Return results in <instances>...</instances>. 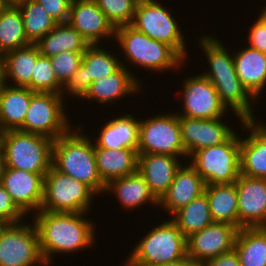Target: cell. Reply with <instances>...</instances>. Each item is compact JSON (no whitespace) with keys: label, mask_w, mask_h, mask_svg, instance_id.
I'll use <instances>...</instances> for the list:
<instances>
[{"label":"cell","mask_w":266,"mask_h":266,"mask_svg":"<svg viewBox=\"0 0 266 266\" xmlns=\"http://www.w3.org/2000/svg\"><path fill=\"white\" fill-rule=\"evenodd\" d=\"M138 154H162L188 158L177 113L140 119Z\"/></svg>","instance_id":"8fae6325"},{"label":"cell","mask_w":266,"mask_h":266,"mask_svg":"<svg viewBox=\"0 0 266 266\" xmlns=\"http://www.w3.org/2000/svg\"><path fill=\"white\" fill-rule=\"evenodd\" d=\"M233 52L238 78L248 92L259 99L266 86V54L249 46Z\"/></svg>","instance_id":"cb8c5ba5"},{"label":"cell","mask_w":266,"mask_h":266,"mask_svg":"<svg viewBox=\"0 0 266 266\" xmlns=\"http://www.w3.org/2000/svg\"><path fill=\"white\" fill-rule=\"evenodd\" d=\"M235 132L226 142L193 152L190 165L206 185L235 183L240 175V136Z\"/></svg>","instance_id":"52a82bcc"},{"label":"cell","mask_w":266,"mask_h":266,"mask_svg":"<svg viewBox=\"0 0 266 266\" xmlns=\"http://www.w3.org/2000/svg\"><path fill=\"white\" fill-rule=\"evenodd\" d=\"M121 64L122 66L113 74L93 81L83 99L111 104L113 101L121 100V97L140 93L142 82L139 78L136 79L137 77L130 72L124 62Z\"/></svg>","instance_id":"7402d4cb"},{"label":"cell","mask_w":266,"mask_h":266,"mask_svg":"<svg viewBox=\"0 0 266 266\" xmlns=\"http://www.w3.org/2000/svg\"><path fill=\"white\" fill-rule=\"evenodd\" d=\"M239 229L228 223L213 222L187 237V257L200 266L207 260L234 250Z\"/></svg>","instance_id":"5bb4252c"},{"label":"cell","mask_w":266,"mask_h":266,"mask_svg":"<svg viewBox=\"0 0 266 266\" xmlns=\"http://www.w3.org/2000/svg\"><path fill=\"white\" fill-rule=\"evenodd\" d=\"M57 23L68 21L72 0H35Z\"/></svg>","instance_id":"60d3db41"},{"label":"cell","mask_w":266,"mask_h":266,"mask_svg":"<svg viewBox=\"0 0 266 266\" xmlns=\"http://www.w3.org/2000/svg\"><path fill=\"white\" fill-rule=\"evenodd\" d=\"M182 85L183 108L178 116L195 119H215L224 117L226 106L221 102L213 84L203 75L187 77Z\"/></svg>","instance_id":"4fadbf2b"},{"label":"cell","mask_w":266,"mask_h":266,"mask_svg":"<svg viewBox=\"0 0 266 266\" xmlns=\"http://www.w3.org/2000/svg\"><path fill=\"white\" fill-rule=\"evenodd\" d=\"M5 168H6L5 152L0 140V184L2 182V177L4 175Z\"/></svg>","instance_id":"f6af8a7d"},{"label":"cell","mask_w":266,"mask_h":266,"mask_svg":"<svg viewBox=\"0 0 266 266\" xmlns=\"http://www.w3.org/2000/svg\"><path fill=\"white\" fill-rule=\"evenodd\" d=\"M85 215L87 213H34L32 219L38 232L40 252L47 266L52 264L53 254L80 252L95 244V223L84 218Z\"/></svg>","instance_id":"6da1fadb"},{"label":"cell","mask_w":266,"mask_h":266,"mask_svg":"<svg viewBox=\"0 0 266 266\" xmlns=\"http://www.w3.org/2000/svg\"><path fill=\"white\" fill-rule=\"evenodd\" d=\"M139 121L133 115L122 114L116 118L109 119L103 127L100 128L99 136L94 143V148L105 149H135L139 145Z\"/></svg>","instance_id":"603a6c76"},{"label":"cell","mask_w":266,"mask_h":266,"mask_svg":"<svg viewBox=\"0 0 266 266\" xmlns=\"http://www.w3.org/2000/svg\"><path fill=\"white\" fill-rule=\"evenodd\" d=\"M88 90L89 79H87L86 75V65L82 62L78 70L71 75L62 87L61 95L64 97V94L67 93L66 95L71 94L72 97L83 99L88 93Z\"/></svg>","instance_id":"f35d334b"},{"label":"cell","mask_w":266,"mask_h":266,"mask_svg":"<svg viewBox=\"0 0 266 266\" xmlns=\"http://www.w3.org/2000/svg\"><path fill=\"white\" fill-rule=\"evenodd\" d=\"M234 250L240 266H266V227L241 228Z\"/></svg>","instance_id":"4dcf8cb0"},{"label":"cell","mask_w":266,"mask_h":266,"mask_svg":"<svg viewBox=\"0 0 266 266\" xmlns=\"http://www.w3.org/2000/svg\"><path fill=\"white\" fill-rule=\"evenodd\" d=\"M95 157L98 174L105 184L137 171L138 152L135 149L95 148Z\"/></svg>","instance_id":"4316f807"},{"label":"cell","mask_w":266,"mask_h":266,"mask_svg":"<svg viewBox=\"0 0 266 266\" xmlns=\"http://www.w3.org/2000/svg\"><path fill=\"white\" fill-rule=\"evenodd\" d=\"M82 127L79 124L76 129H70L66 134L54 140L52 166L56 170L83 182L97 195H100L102 192L104 193L106 184L98 174L94 139L81 133Z\"/></svg>","instance_id":"3957f363"},{"label":"cell","mask_w":266,"mask_h":266,"mask_svg":"<svg viewBox=\"0 0 266 266\" xmlns=\"http://www.w3.org/2000/svg\"><path fill=\"white\" fill-rule=\"evenodd\" d=\"M222 118L195 119L179 116L182 142L188 157L199 149L226 142L235 133Z\"/></svg>","instance_id":"9a60e30c"},{"label":"cell","mask_w":266,"mask_h":266,"mask_svg":"<svg viewBox=\"0 0 266 266\" xmlns=\"http://www.w3.org/2000/svg\"><path fill=\"white\" fill-rule=\"evenodd\" d=\"M213 222L228 223L239 229L238 194L235 183L206 185Z\"/></svg>","instance_id":"83f0119b"},{"label":"cell","mask_w":266,"mask_h":266,"mask_svg":"<svg viewBox=\"0 0 266 266\" xmlns=\"http://www.w3.org/2000/svg\"><path fill=\"white\" fill-rule=\"evenodd\" d=\"M115 39L121 46L125 60L134 66L159 73L180 69V65L182 67L184 64L185 60L172 47L151 39L131 25L117 27Z\"/></svg>","instance_id":"5b68a950"},{"label":"cell","mask_w":266,"mask_h":266,"mask_svg":"<svg viewBox=\"0 0 266 266\" xmlns=\"http://www.w3.org/2000/svg\"><path fill=\"white\" fill-rule=\"evenodd\" d=\"M109 191L114 192L113 195L118 197L119 203L127 210L138 209V207L148 202L155 206L158 205V200L151 193L148 183L138 170L130 175L109 181L104 193L106 194Z\"/></svg>","instance_id":"484cf974"},{"label":"cell","mask_w":266,"mask_h":266,"mask_svg":"<svg viewBox=\"0 0 266 266\" xmlns=\"http://www.w3.org/2000/svg\"><path fill=\"white\" fill-rule=\"evenodd\" d=\"M9 225V223L4 220L2 217H0V234L2 231Z\"/></svg>","instance_id":"7dc6e473"},{"label":"cell","mask_w":266,"mask_h":266,"mask_svg":"<svg viewBox=\"0 0 266 266\" xmlns=\"http://www.w3.org/2000/svg\"><path fill=\"white\" fill-rule=\"evenodd\" d=\"M36 46L41 55L51 57L64 51L85 52L90 44L68 22H63L57 23Z\"/></svg>","instance_id":"f1b7e54d"},{"label":"cell","mask_w":266,"mask_h":266,"mask_svg":"<svg viewBox=\"0 0 266 266\" xmlns=\"http://www.w3.org/2000/svg\"><path fill=\"white\" fill-rule=\"evenodd\" d=\"M171 219L187 238L213 223L205 193L171 215Z\"/></svg>","instance_id":"d6a6232c"},{"label":"cell","mask_w":266,"mask_h":266,"mask_svg":"<svg viewBox=\"0 0 266 266\" xmlns=\"http://www.w3.org/2000/svg\"><path fill=\"white\" fill-rule=\"evenodd\" d=\"M251 26L248 38L249 47L266 54V21L259 15Z\"/></svg>","instance_id":"b9f144b4"},{"label":"cell","mask_w":266,"mask_h":266,"mask_svg":"<svg viewBox=\"0 0 266 266\" xmlns=\"http://www.w3.org/2000/svg\"><path fill=\"white\" fill-rule=\"evenodd\" d=\"M235 184L238 194L239 230L266 227V179L240 174Z\"/></svg>","instance_id":"2e32d148"},{"label":"cell","mask_w":266,"mask_h":266,"mask_svg":"<svg viewBox=\"0 0 266 266\" xmlns=\"http://www.w3.org/2000/svg\"><path fill=\"white\" fill-rule=\"evenodd\" d=\"M98 46V44L90 45L82 58V62L86 65L89 88L93 81L113 74L122 66L120 58Z\"/></svg>","instance_id":"e575fe53"},{"label":"cell","mask_w":266,"mask_h":266,"mask_svg":"<svg viewBox=\"0 0 266 266\" xmlns=\"http://www.w3.org/2000/svg\"><path fill=\"white\" fill-rule=\"evenodd\" d=\"M260 16L266 21V6L262 9Z\"/></svg>","instance_id":"681fc988"},{"label":"cell","mask_w":266,"mask_h":266,"mask_svg":"<svg viewBox=\"0 0 266 266\" xmlns=\"http://www.w3.org/2000/svg\"><path fill=\"white\" fill-rule=\"evenodd\" d=\"M34 93L28 87L9 83L0 88V133L19 130L23 126Z\"/></svg>","instance_id":"d4e9b609"},{"label":"cell","mask_w":266,"mask_h":266,"mask_svg":"<svg viewBox=\"0 0 266 266\" xmlns=\"http://www.w3.org/2000/svg\"><path fill=\"white\" fill-rule=\"evenodd\" d=\"M201 266H240V260L235 250H232L207 260Z\"/></svg>","instance_id":"7bdbcfd3"},{"label":"cell","mask_w":266,"mask_h":266,"mask_svg":"<svg viewBox=\"0 0 266 266\" xmlns=\"http://www.w3.org/2000/svg\"><path fill=\"white\" fill-rule=\"evenodd\" d=\"M97 194L86 184L56 170L53 166L44 176L40 211L53 213H87Z\"/></svg>","instance_id":"ba28073f"},{"label":"cell","mask_w":266,"mask_h":266,"mask_svg":"<svg viewBox=\"0 0 266 266\" xmlns=\"http://www.w3.org/2000/svg\"><path fill=\"white\" fill-rule=\"evenodd\" d=\"M47 266L33 222L9 224L0 234V266Z\"/></svg>","instance_id":"7c38bea8"},{"label":"cell","mask_w":266,"mask_h":266,"mask_svg":"<svg viewBox=\"0 0 266 266\" xmlns=\"http://www.w3.org/2000/svg\"><path fill=\"white\" fill-rule=\"evenodd\" d=\"M21 11L24 31L30 44H36L57 24L47 11L35 0H20L15 3Z\"/></svg>","instance_id":"836d02e7"},{"label":"cell","mask_w":266,"mask_h":266,"mask_svg":"<svg viewBox=\"0 0 266 266\" xmlns=\"http://www.w3.org/2000/svg\"><path fill=\"white\" fill-rule=\"evenodd\" d=\"M162 266H200V265L193 262L189 257H185L179 261L164 264Z\"/></svg>","instance_id":"ee69618b"},{"label":"cell","mask_w":266,"mask_h":266,"mask_svg":"<svg viewBox=\"0 0 266 266\" xmlns=\"http://www.w3.org/2000/svg\"><path fill=\"white\" fill-rule=\"evenodd\" d=\"M8 4H11V3H16L20 0H5Z\"/></svg>","instance_id":"f907efd6"},{"label":"cell","mask_w":266,"mask_h":266,"mask_svg":"<svg viewBox=\"0 0 266 266\" xmlns=\"http://www.w3.org/2000/svg\"><path fill=\"white\" fill-rule=\"evenodd\" d=\"M187 257V238L172 220L152 228L125 260L131 266H162Z\"/></svg>","instance_id":"277c9868"},{"label":"cell","mask_w":266,"mask_h":266,"mask_svg":"<svg viewBox=\"0 0 266 266\" xmlns=\"http://www.w3.org/2000/svg\"><path fill=\"white\" fill-rule=\"evenodd\" d=\"M1 184L25 215L40 211L44 188L41 174L6 167Z\"/></svg>","instance_id":"e0dca14e"},{"label":"cell","mask_w":266,"mask_h":266,"mask_svg":"<svg viewBox=\"0 0 266 266\" xmlns=\"http://www.w3.org/2000/svg\"><path fill=\"white\" fill-rule=\"evenodd\" d=\"M139 0H95L115 28L131 25Z\"/></svg>","instance_id":"8d00e7d4"},{"label":"cell","mask_w":266,"mask_h":266,"mask_svg":"<svg viewBox=\"0 0 266 266\" xmlns=\"http://www.w3.org/2000/svg\"><path fill=\"white\" fill-rule=\"evenodd\" d=\"M29 44L21 11L15 3L8 4L0 13V55Z\"/></svg>","instance_id":"1f68e13d"},{"label":"cell","mask_w":266,"mask_h":266,"mask_svg":"<svg viewBox=\"0 0 266 266\" xmlns=\"http://www.w3.org/2000/svg\"><path fill=\"white\" fill-rule=\"evenodd\" d=\"M40 52L36 44H29L3 55L5 83L10 79L12 86L27 87L31 83L32 71Z\"/></svg>","instance_id":"f546056e"},{"label":"cell","mask_w":266,"mask_h":266,"mask_svg":"<svg viewBox=\"0 0 266 266\" xmlns=\"http://www.w3.org/2000/svg\"><path fill=\"white\" fill-rule=\"evenodd\" d=\"M83 54L84 52L64 51L50 57L55 77L62 86L80 67Z\"/></svg>","instance_id":"74e56055"},{"label":"cell","mask_w":266,"mask_h":266,"mask_svg":"<svg viewBox=\"0 0 266 266\" xmlns=\"http://www.w3.org/2000/svg\"><path fill=\"white\" fill-rule=\"evenodd\" d=\"M179 157L162 154H138V172L145 178L151 193L159 201L170 187L177 169Z\"/></svg>","instance_id":"44dd1931"},{"label":"cell","mask_w":266,"mask_h":266,"mask_svg":"<svg viewBox=\"0 0 266 266\" xmlns=\"http://www.w3.org/2000/svg\"><path fill=\"white\" fill-rule=\"evenodd\" d=\"M26 215L16 206L10 194L0 184V217L9 224L22 222Z\"/></svg>","instance_id":"ab89813d"},{"label":"cell","mask_w":266,"mask_h":266,"mask_svg":"<svg viewBox=\"0 0 266 266\" xmlns=\"http://www.w3.org/2000/svg\"><path fill=\"white\" fill-rule=\"evenodd\" d=\"M240 125L250 132L248 137H240V174L266 179V126L256 120H244Z\"/></svg>","instance_id":"d6986e66"},{"label":"cell","mask_w":266,"mask_h":266,"mask_svg":"<svg viewBox=\"0 0 266 266\" xmlns=\"http://www.w3.org/2000/svg\"><path fill=\"white\" fill-rule=\"evenodd\" d=\"M67 22L90 45H99L104 38L112 37L113 40L115 38L116 28L98 7L95 0H72Z\"/></svg>","instance_id":"ac0fdd59"},{"label":"cell","mask_w":266,"mask_h":266,"mask_svg":"<svg viewBox=\"0 0 266 266\" xmlns=\"http://www.w3.org/2000/svg\"><path fill=\"white\" fill-rule=\"evenodd\" d=\"M187 164L184 166L182 163L177 169L170 187L158 201V206H163L172 215L205 191L204 179L188 162Z\"/></svg>","instance_id":"ffe728a7"},{"label":"cell","mask_w":266,"mask_h":266,"mask_svg":"<svg viewBox=\"0 0 266 266\" xmlns=\"http://www.w3.org/2000/svg\"><path fill=\"white\" fill-rule=\"evenodd\" d=\"M63 98L58 93L35 92L19 131L38 134L51 140L66 134L73 126L67 118Z\"/></svg>","instance_id":"30bf717a"},{"label":"cell","mask_w":266,"mask_h":266,"mask_svg":"<svg viewBox=\"0 0 266 266\" xmlns=\"http://www.w3.org/2000/svg\"><path fill=\"white\" fill-rule=\"evenodd\" d=\"M5 84L4 59L0 55V88Z\"/></svg>","instance_id":"bcb514c9"},{"label":"cell","mask_w":266,"mask_h":266,"mask_svg":"<svg viewBox=\"0 0 266 266\" xmlns=\"http://www.w3.org/2000/svg\"><path fill=\"white\" fill-rule=\"evenodd\" d=\"M6 167L39 173L43 177L52 167L54 140L19 130L0 133Z\"/></svg>","instance_id":"8992f818"},{"label":"cell","mask_w":266,"mask_h":266,"mask_svg":"<svg viewBox=\"0 0 266 266\" xmlns=\"http://www.w3.org/2000/svg\"><path fill=\"white\" fill-rule=\"evenodd\" d=\"M202 51L208 60L209 70L200 73L215 87L221 102L232 110L240 122L255 120L252 104L257 101L243 86L236 74L233 53L224 47L222 41L212 36H201ZM253 102V103H252Z\"/></svg>","instance_id":"7a4b0ae2"},{"label":"cell","mask_w":266,"mask_h":266,"mask_svg":"<svg viewBox=\"0 0 266 266\" xmlns=\"http://www.w3.org/2000/svg\"><path fill=\"white\" fill-rule=\"evenodd\" d=\"M126 264V265H125ZM125 264L123 265V266H131V265H129L127 262H125Z\"/></svg>","instance_id":"816d5d0a"},{"label":"cell","mask_w":266,"mask_h":266,"mask_svg":"<svg viewBox=\"0 0 266 266\" xmlns=\"http://www.w3.org/2000/svg\"><path fill=\"white\" fill-rule=\"evenodd\" d=\"M32 72L31 83L27 86L31 91L61 94L63 86L55 77L50 57L40 55Z\"/></svg>","instance_id":"d590c367"},{"label":"cell","mask_w":266,"mask_h":266,"mask_svg":"<svg viewBox=\"0 0 266 266\" xmlns=\"http://www.w3.org/2000/svg\"><path fill=\"white\" fill-rule=\"evenodd\" d=\"M7 5L8 3L5 0H0V13Z\"/></svg>","instance_id":"c3c4849f"},{"label":"cell","mask_w":266,"mask_h":266,"mask_svg":"<svg viewBox=\"0 0 266 266\" xmlns=\"http://www.w3.org/2000/svg\"><path fill=\"white\" fill-rule=\"evenodd\" d=\"M171 13V10L164 8L157 0H139L131 26L151 39L172 47L187 60L186 37Z\"/></svg>","instance_id":"9c48e42d"}]
</instances>
